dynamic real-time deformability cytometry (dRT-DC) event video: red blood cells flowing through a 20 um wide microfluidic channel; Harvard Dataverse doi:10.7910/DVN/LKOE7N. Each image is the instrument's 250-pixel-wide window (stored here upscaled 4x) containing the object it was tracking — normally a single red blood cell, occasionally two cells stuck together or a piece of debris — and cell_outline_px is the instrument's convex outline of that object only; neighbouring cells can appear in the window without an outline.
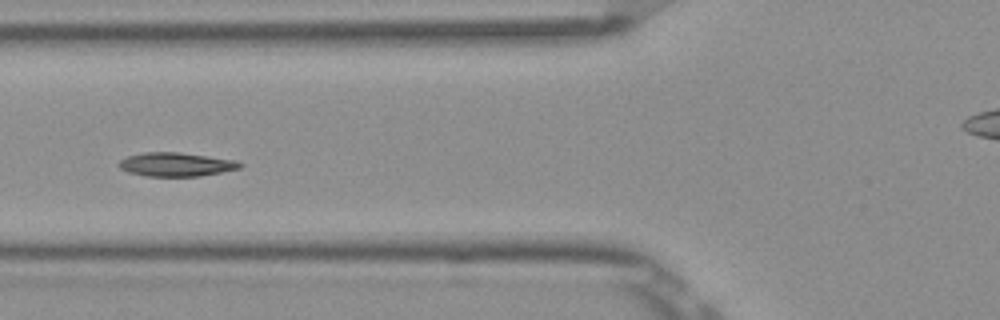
{"species": "Egyptian fruit bat (a non-hibernating species)", "species_latin": "Rousettus aegyptiacus", "temperature_condition": "room temperature", "stored_images_in_passage": 7, "camera_frame_rate_fps": 3000, "um_per_image_px": 0.085, "frame": {"image": 1, "passage_image": 7, "time_ms": 2.0, "image_size_px": [1000, 320], "cell_outline_px": [[244, 164], [240, 168], [200, 176], [144, 176], [128, 172], [120, 168], [116, 164], [120, 160], [128, 156], [144, 152], [176, 152], [236, 160]], "centroid_in_image_um": [14.93, 13.98], "position_along_channel_um": 110.9, "area_um2": 16.7}}